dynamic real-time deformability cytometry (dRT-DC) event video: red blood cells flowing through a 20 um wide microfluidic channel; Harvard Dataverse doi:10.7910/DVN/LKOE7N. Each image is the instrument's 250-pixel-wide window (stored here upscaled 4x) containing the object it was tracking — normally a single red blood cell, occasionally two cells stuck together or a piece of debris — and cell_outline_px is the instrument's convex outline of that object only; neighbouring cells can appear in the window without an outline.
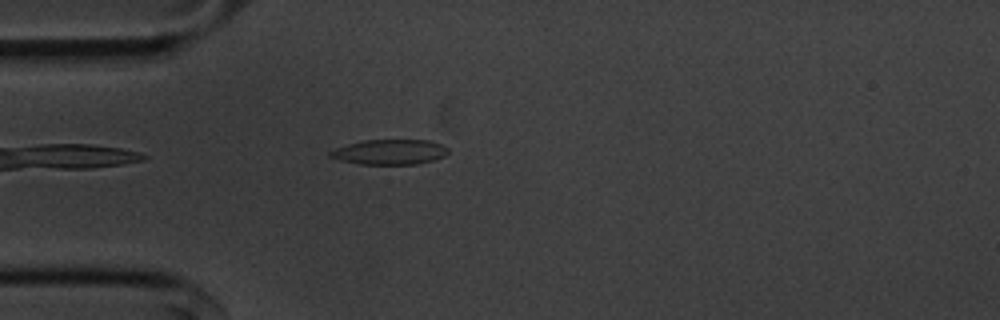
{"species": "common noctule bat (a hibernating species)", "species_latin": "Nyctalus noctula", "temperature_condition": "cold", "stored_images_in_passage": 41, "camera_frame_rate_fps": 3000, "um_per_image_px": 0.085, "animal": {"sex": "male", "body_mass_g": 20.1, "forearm_length_mm": 53.5}, "frame": {"image": 1, "passage_image": 1, "time_ms": 0.0, "image_size_px": [1000, 320], "cell_outline_px": [[448, 152], [444, 156], [432, 160], [416, 164], [360, 164], [340, 160], [328, 156], [328, 152], [336, 148], [348, 144], [364, 140], [428, 140], [440, 144], [448, 148]], "centroid_in_image_um": [33.11, 12.92], "position_along_channel_um": 51.9, "area_um2": 17.11}}
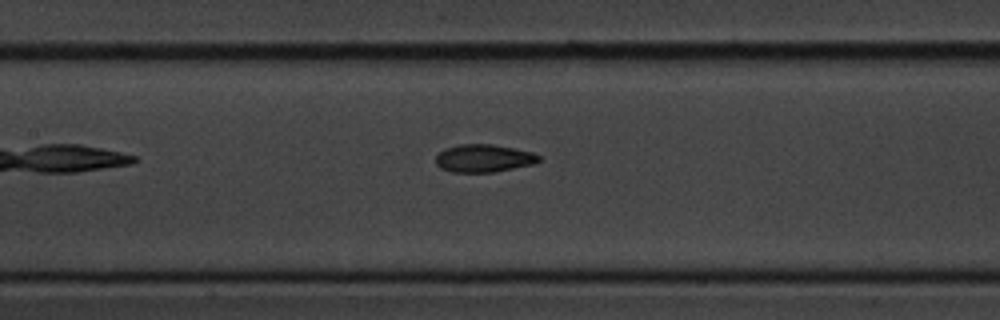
{"frame": {"image": 2, "passage_image": 11, "time_ms": 3.333, "image_size_px": [1000, 320], "cell_outline_px": [[540, 160], [532, 164], [492, 172], [452, 172], [440, 168], [436, 164], [436, 156], [444, 148], [460, 144], [492, 144], [532, 152], [540, 156]], "centroid_in_image_um": [41.07, 13.45], "position_along_channel_um": 166.3, "area_um2": 16.53}}
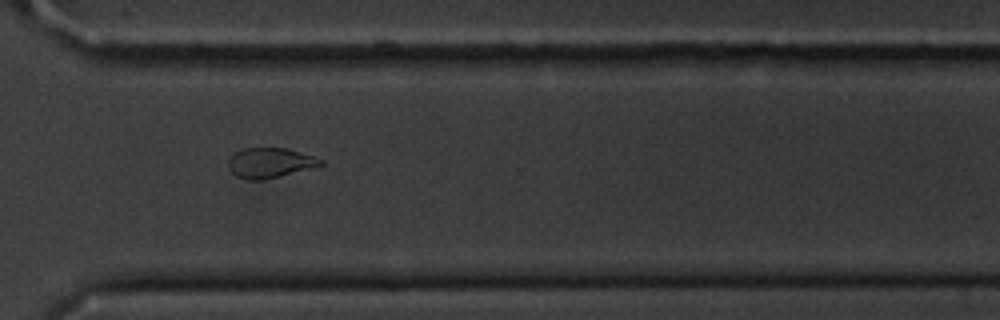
{"frame": {"image": 3, "passage_image": 26, "time_ms": 8.333, "image_size_px": [1000, 320], "cell_outline_px": [[324, 164], [312, 168], [264, 180], [248, 180], [236, 176], [228, 168], [228, 160], [236, 152], [244, 148], [288, 148], [324, 160]], "centroid_in_image_um": [22.95, 13.85], "position_along_channel_um": 347.7, "area_um2": 16.13}, "authors_computed_cell_mechanics": {"area_um2": 17.1088, "velocity_mm_per_s": 3.6381, "shape_relaxation_time_tau1_ms": 3.0759, "shape_relaxation_time_tau2_ms": 2.2433, "deformation_change_tau1": 0.1179, "deformation_change_tau2": 0.074}}